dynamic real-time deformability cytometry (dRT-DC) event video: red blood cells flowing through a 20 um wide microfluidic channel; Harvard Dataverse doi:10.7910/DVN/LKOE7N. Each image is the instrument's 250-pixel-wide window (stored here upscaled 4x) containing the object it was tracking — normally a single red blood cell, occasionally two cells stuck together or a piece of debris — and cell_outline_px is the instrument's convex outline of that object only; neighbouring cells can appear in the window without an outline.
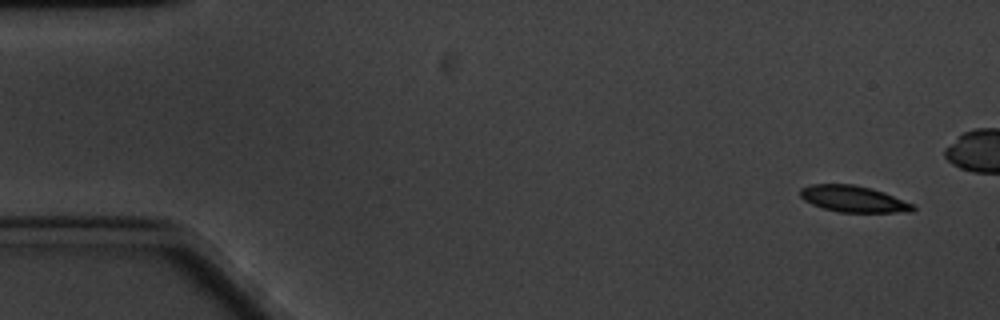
{"species": "common noctule bat (a hibernating species)", "species_latin": "Nyctalus noctula", "temperature_condition": "cold", "stored_images_in_passage": 60, "camera_frame_rate_fps": 3000, "um_per_image_px": 0.085, "animal": {"sex": "male", "body_mass_g": 20.1, "forearm_length_mm": 53.5}, "frame": {"image": 1, "passage_image": 1, "time_ms": 0.0, "image_size_px": [1000, 320], "cell_outline_px": [[916, 208], [912, 212], [840, 212], [824, 208], [812, 204], [804, 200], [800, 196], [800, 188], [812, 184], [852, 184], [884, 192], [916, 204]], "centroid_in_image_um": [72.58, 16.91], "position_along_channel_um": 12.4, "area_um2": 17.34}}
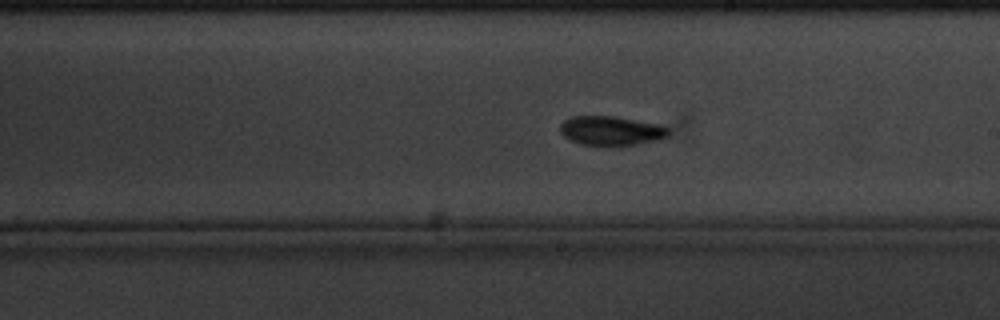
{"frame": {"image": 2, "passage_image": 32, "time_ms": 10.333, "image_size_px": [1000, 320], "cell_outline_px": [[668, 136], [660, 140], [620, 148], [600, 148], [580, 144], [564, 136], [560, 132], [560, 124], [564, 120], [572, 116], [612, 116], [660, 124], [668, 128]], "centroid_in_image_um": [51.95, 11.17], "position_along_channel_um": 237.0, "area_um2": 19.36}}
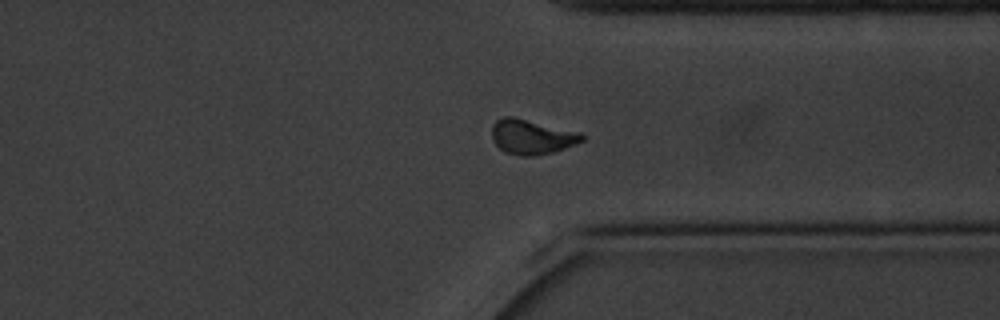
{"frame": {"image": 3, "passage_image": 44, "time_ms": 14.333, "image_size_px": [1000, 320], "cell_outline_px": [[584, 140], [576, 144], [552, 152], [536, 156], [520, 156], [504, 152], [492, 140], [492, 124], [496, 120], [504, 116], [512, 116], [580, 132], [584, 136]], "centroid_in_image_um": [45.18, 11.63], "position_along_channel_um": 366.2, "area_um2": 18.32}, "authors_computed_cell_mechanics": {"area_um2": 17.8024, "velocity_mm_per_s": 3.2466, "shape_relaxation_time_tau1_ms": 4.1026, "shape_relaxation_time_tau2_ms": 5.122, "deformation_change_tau1": 0.1134, "deformation_change_tau2": 0.1032}}